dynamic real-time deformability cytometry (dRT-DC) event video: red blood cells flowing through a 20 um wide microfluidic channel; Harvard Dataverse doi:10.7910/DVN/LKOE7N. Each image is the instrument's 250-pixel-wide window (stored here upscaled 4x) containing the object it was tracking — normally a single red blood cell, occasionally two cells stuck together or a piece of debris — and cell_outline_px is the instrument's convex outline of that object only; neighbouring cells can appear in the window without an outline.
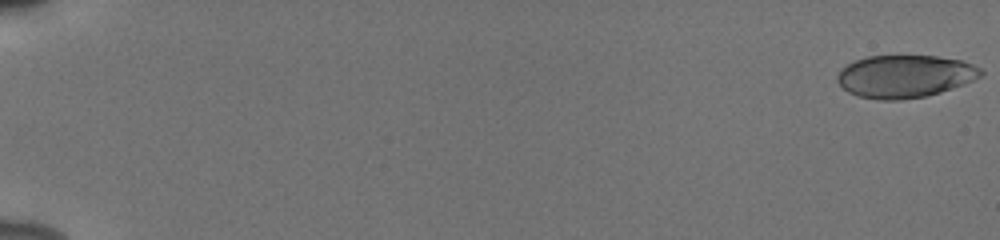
{"species": "human", "species_latin": "Homo sapiens", "temperature_condition": "cold", "stored_images_in_passage": 55, "camera_frame_rate_fps": 3000, "um_per_image_px": 0.085, "donor": {"sex": "male"}, "frame": {"image": 1, "passage_image": 1, "time_ms": 0.0, "image_size_px": [1000, 240], "cell_outline_px": [[984, 72], [980, 76], [964, 84], [940, 92], [924, 96], [900, 100], [876, 100], [856, 96], [848, 92], [836, 80], [836, 76], [848, 64], [856, 60], [868, 56], [936, 56], [960, 60], [972, 64], [980, 68]], "centroid_in_image_um": [76.9, 6.49], "position_along_channel_um": 8.1, "area_um2": 35.43}}
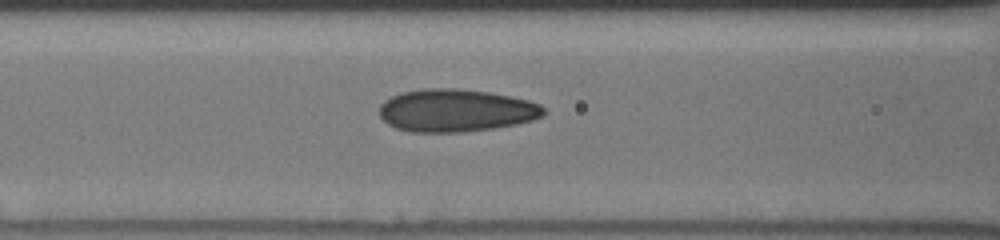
{"frame": {"image": 2, "passage_image": 26, "time_ms": 8.333, "image_size_px": [1000, 240], "cell_outline_px": [[548, 112], [544, 116], [532, 120], [516, 124], [492, 128], [460, 132], [412, 132], [396, 128], [388, 124], [380, 116], [380, 104], [384, 100], [392, 96], [404, 92], [424, 88], [456, 88], [488, 92], [512, 96], [528, 100], [540, 104]], "centroid_in_image_um": [38.78, 9.38], "position_along_channel_um": 127.8, "area_um2": 40.92}}
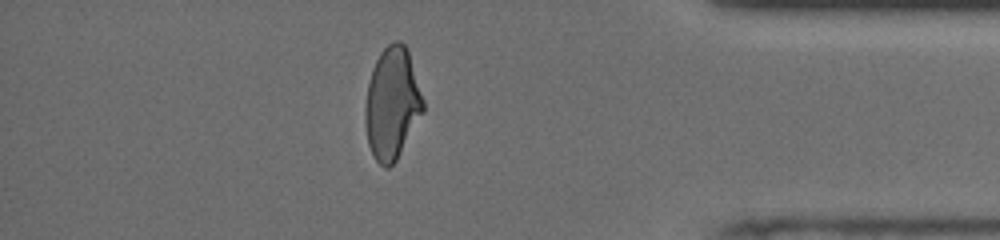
{"frame": {"image": 3, "passage_image": 49, "time_ms": 16.0, "image_size_px": [1000, 240], "cell_outline_px": [[424, 112], [396, 160], [388, 168], [384, 168], [376, 160], [368, 144], [364, 120], [364, 108], [368, 84], [372, 68], [380, 52], [388, 44], [396, 40], [400, 40], [408, 48], [424, 100]], "centroid_in_image_um": [33.33, 8.77], "position_along_channel_um": 401.9, "area_um2": 38.03}, "authors_computed_cell_mechanics": {"area_um2": 38.0902, "velocity_mm_per_s": 3.8845, "shape_relaxation_time_tau1_ms": 6.65, "shape_relaxation_time_tau2_ms": 0.9929, "deformation_change_tau1": 0.186, "deformation_change_tau2": 0.0634}}